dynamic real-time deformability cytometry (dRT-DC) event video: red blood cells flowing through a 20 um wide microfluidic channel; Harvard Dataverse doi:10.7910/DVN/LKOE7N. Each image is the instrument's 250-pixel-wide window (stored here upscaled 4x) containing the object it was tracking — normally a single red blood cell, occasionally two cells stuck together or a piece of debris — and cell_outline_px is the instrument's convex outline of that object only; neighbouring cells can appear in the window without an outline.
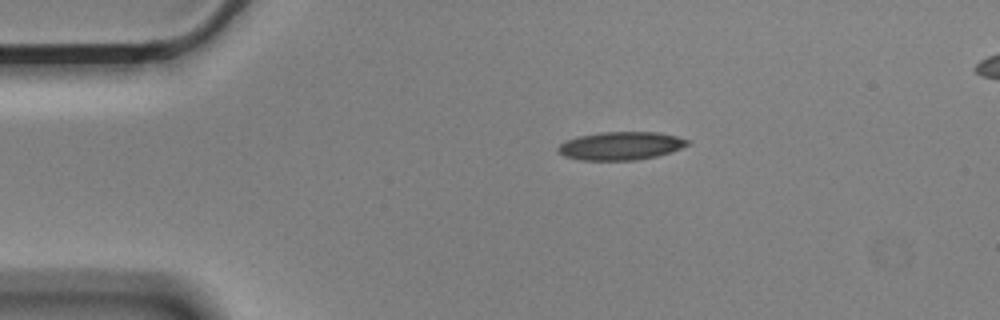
{"species": "Egyptian fruit bat (a non-hibernating species)", "species_latin": "Rousettus aegyptiacus", "temperature_condition": "cold", "stored_images_in_passage": 46, "camera_frame_rate_fps": 3000, "um_per_image_px": 0.085, "animal": {"sex": "male"}, "frame": {"image": 1, "passage_image": 1, "time_ms": 0.0, "image_size_px": [1000, 320], "cell_outline_px": [[688, 144], [672, 152], [656, 156], [636, 160], [580, 160], [564, 156], [556, 152], [556, 148], [560, 144], [568, 140], [580, 136], [600, 132], [656, 132], [676, 136], [688, 140]], "centroid_in_image_um": [52.73, 12.4], "position_along_channel_um": 32.3, "area_um2": 21.15}}
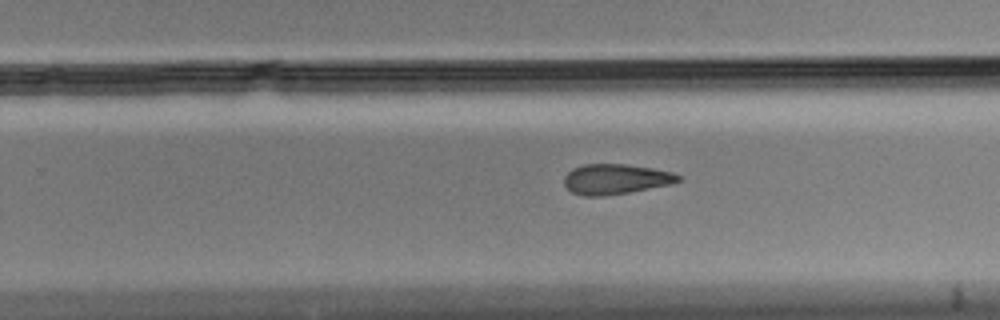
{"frame": {"image": 2, "passage_image": 25, "time_ms": 8.0, "image_size_px": [1000, 320], "cell_outline_px": [[684, 180], [672, 184], [628, 192], [604, 196], [584, 196], [572, 192], [564, 184], [564, 176], [572, 168], [584, 164], [624, 164], [652, 168], [672, 172], [680, 176]], "centroid_in_image_um": [52.34, 15.22], "position_along_channel_um": 277.5, "area_um2": 20.11}}
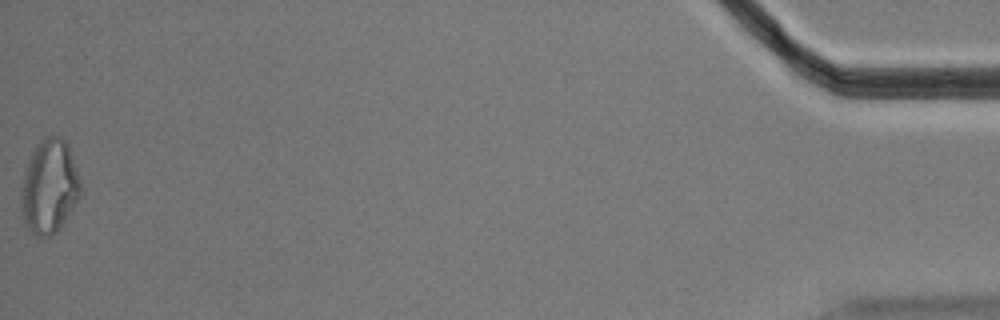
{"frame": {"image": 3, "passage_image": 46, "time_ms": 15.0, "image_size_px": [1000, 320], "cell_outline_px": [[80, 196], [60, 228], [56, 232], [48, 236], [36, 236], [24, 224], [20, 208], [20, 188], [24, 168], [36, 144], [40, 140], [48, 136], [60, 136], [68, 144], [80, 180]], "centroid_in_image_um": [4.15, 15.86], "position_along_channel_um": 431.0, "area_um2": 32.77}, "authors_computed_cell_mechanics": {"area_um2": 21.2993, "velocity_mm_per_s": 3.5891, "shape_relaxation_time_tau1_ms": 10.2014, "shape_relaxation_time_tau2_ms": 6.415, "deformation_change_tau1": 0.2085, "deformation_change_tau2": 0.1741}}